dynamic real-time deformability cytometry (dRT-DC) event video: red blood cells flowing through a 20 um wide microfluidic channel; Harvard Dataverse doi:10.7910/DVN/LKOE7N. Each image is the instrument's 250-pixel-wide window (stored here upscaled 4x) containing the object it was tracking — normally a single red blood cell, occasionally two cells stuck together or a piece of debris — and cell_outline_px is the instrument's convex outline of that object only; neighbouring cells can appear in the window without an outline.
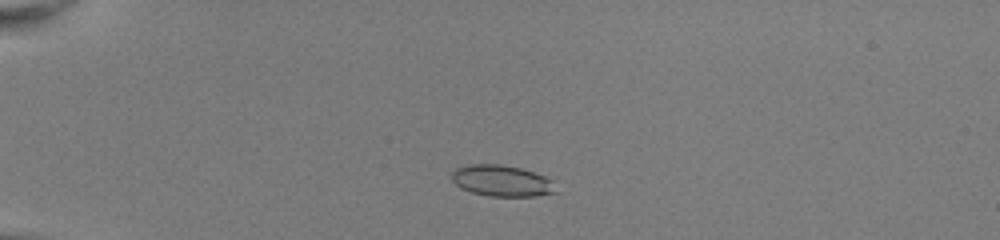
{"species": "common noctule bat (a hibernating species)", "species_latin": "Nyctalus noctula", "temperature_condition": "room temperature", "stored_images_in_passage": 44, "camera_frame_rate_fps": 3000, "um_per_image_px": 0.085, "animal": {"sex": "female", "body_mass_g": 22.0, "forearm_length_mm": 56.7}, "frame": {"image": 1, "passage_image": 6, "time_ms": 1.667, "image_size_px": [1000, 240], "cell_outline_px": [[556, 192], [536, 196], [488, 196], [472, 192], [460, 188], [452, 180], [452, 172], [456, 168], [468, 164], [500, 164], [520, 168], [544, 176], [552, 180]], "centroid_in_image_um": [42.62, 15.36], "position_along_channel_um": 42.4, "area_um2": 18.84}}
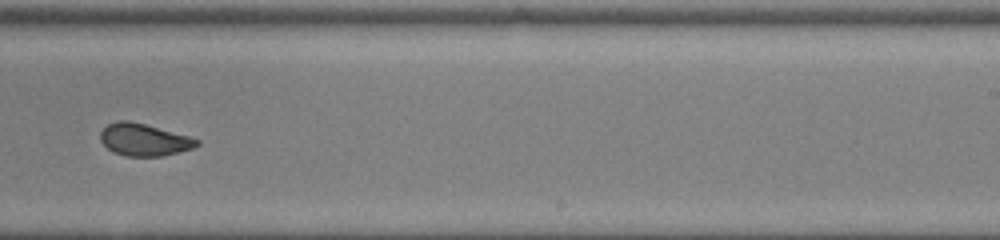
{"frame": {"image": 2, "passage_image": 27, "time_ms": 8.667, "image_size_px": [1000, 240], "cell_outline_px": [[200, 144], [192, 148], [180, 152], [160, 156], [124, 156], [112, 152], [100, 140], [100, 132], [108, 124], [116, 120], [128, 120], [144, 124], [188, 136], [200, 140]], "centroid_in_image_um": [12.22, 11.88], "position_along_channel_um": 276.8, "area_um2": 18.03}}
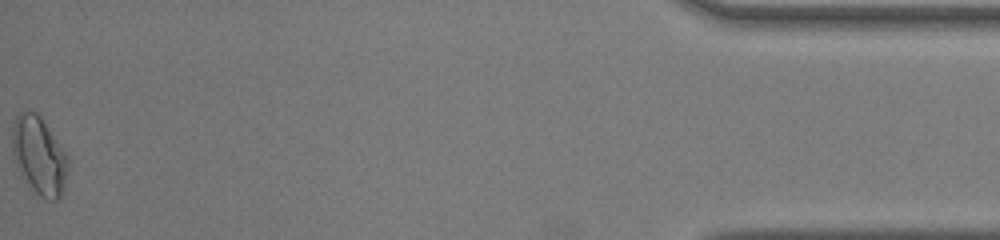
{"frame": {"image": 3, "passage_image": 44, "time_ms": 14.333, "image_size_px": [1000, 240], "cell_outline_px": [[68, 168], [60, 196], [56, 200], [48, 200], [40, 196], [28, 188], [20, 176], [12, 152], [12, 120], [20, 112], [36, 112], [40, 116], [68, 156]], "centroid_in_image_um": [3.28, 13.25], "position_along_channel_um": 431.9, "area_um2": 25.43}, "authors_computed_cell_mechanics": {"area_um2": 18.8717, "velocity_mm_per_s": 4.0516, "shape_relaxation_time_tau1_ms": null, "shape_relaxation_time_tau2_ms": 0.918, "deformation_change_tau1": null, "deformation_change_tau2": 0.0536}}